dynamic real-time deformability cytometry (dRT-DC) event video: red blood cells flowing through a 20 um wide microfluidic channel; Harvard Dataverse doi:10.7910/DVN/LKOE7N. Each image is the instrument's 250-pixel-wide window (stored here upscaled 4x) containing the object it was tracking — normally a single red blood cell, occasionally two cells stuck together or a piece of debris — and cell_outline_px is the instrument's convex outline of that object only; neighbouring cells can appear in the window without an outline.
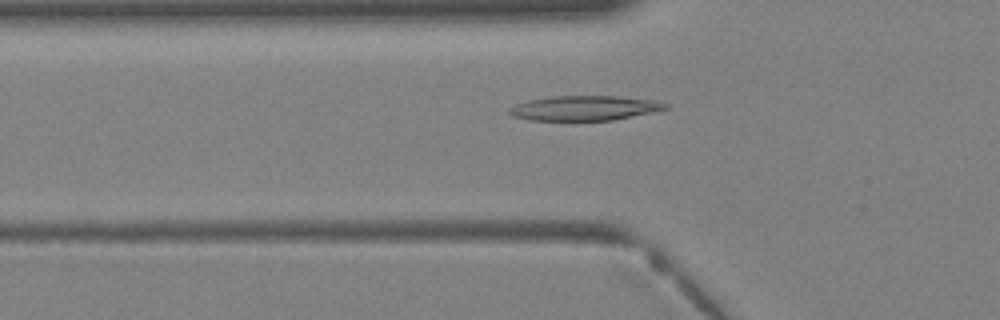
{"species": "Egyptian fruit bat (a non-hibernating species)", "species_latin": "Rousettus aegyptiacus", "temperature_condition": "warm", "stored_images_in_passage": 27, "camera_frame_rate_fps": 3000, "um_per_image_px": 0.085, "animal": {"sex": "female"}, "frame": {"image": 1, "passage_image": 2, "time_ms": 0.333, "image_size_px": [1000, 320], "cell_outline_px": [[664, 108], [628, 116], [608, 120], [536, 120], [520, 116], [512, 112], [536, 100], [564, 96], [608, 96], [640, 100], [656, 104]], "centroid_in_image_um": [49.69, 9.21], "position_along_channel_um": 76.1, "area_um2": 19.54}}
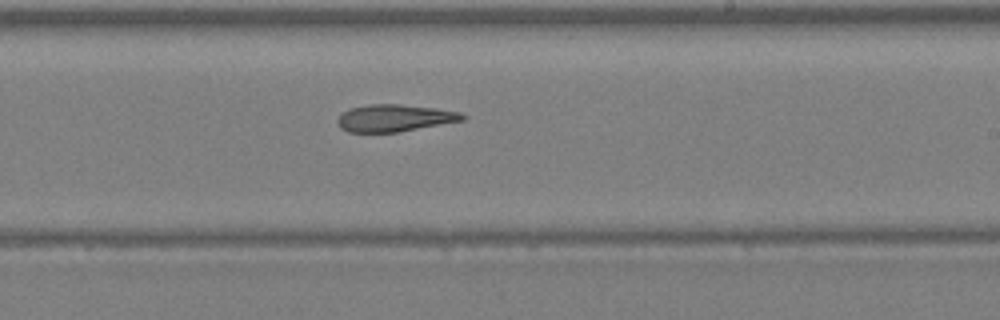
{"frame": {"image": 2, "passage_image": 12, "time_ms": 3.667, "image_size_px": [1000, 320], "cell_outline_px": [[464, 116], [460, 120], [392, 132], [352, 132], [344, 128], [340, 124], [340, 116], [344, 112], [352, 108], [380, 104], [392, 104], [428, 108], [456, 112]], "centroid_in_image_um": [33.46, 10.03], "position_along_channel_um": 255.5, "area_um2": 18.09}}
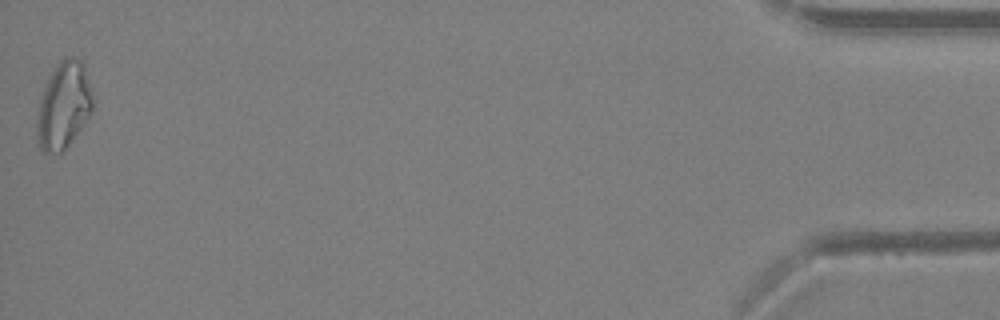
{"frame": {"image": 3, "passage_image": 27, "time_ms": 8.667, "image_size_px": [1000, 320], "cell_outline_px": [[92, 104], [68, 140], [60, 148], [44, 148], [40, 140], [40, 112], [44, 96], [52, 76], [64, 64], [80, 64]], "centroid_in_image_um": [5.4, 9.0], "position_along_channel_um": 429.8, "area_um2": 22.02}}